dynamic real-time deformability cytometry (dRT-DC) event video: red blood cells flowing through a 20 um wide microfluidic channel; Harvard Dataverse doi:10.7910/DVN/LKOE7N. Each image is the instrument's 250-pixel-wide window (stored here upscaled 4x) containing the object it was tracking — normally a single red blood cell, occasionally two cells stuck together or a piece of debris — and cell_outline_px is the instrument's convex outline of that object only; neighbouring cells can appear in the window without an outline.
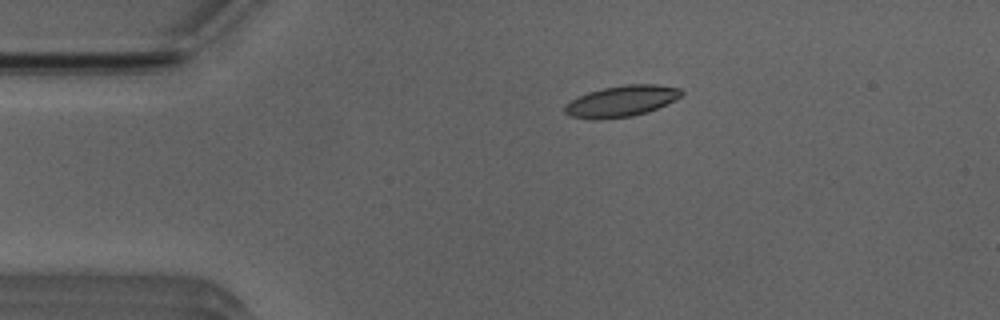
{"species": "Egyptian fruit bat (a non-hibernating species)", "species_latin": "Rousettus aegyptiacus", "temperature_condition": "room temperature", "stored_images_in_passage": 35, "camera_frame_rate_fps": 3000, "um_per_image_px": 0.085, "animal": {"sex": "male"}, "frame": {"image": 1, "passage_image": 1, "time_ms": 0.0, "image_size_px": [1000, 320], "cell_outline_px": [[684, 92], [680, 96], [648, 112], [632, 116], [568, 116], [564, 112], [564, 104], [576, 96], [588, 92], [604, 88], [624, 84], [656, 84], [680, 88]], "centroid_in_image_um": [52.83, 8.53], "position_along_channel_um": 32.2, "area_um2": 20.29}}
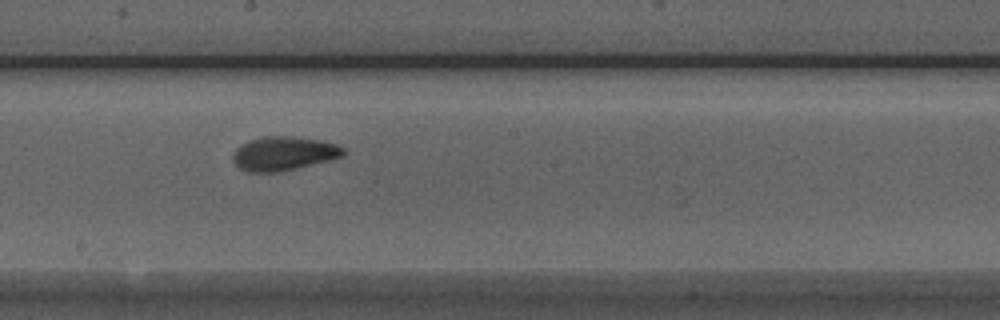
{"frame": {"image": 2, "passage_image": 19, "time_ms": 6.0, "image_size_px": [1000, 320], "cell_outline_px": [[344, 156], [328, 160], [276, 172], [248, 172], [240, 168], [232, 160], [232, 156], [236, 148], [240, 144], [248, 140], [264, 136], [288, 136], [320, 140], [336, 144], [344, 148]], "centroid_in_image_um": [24.07, 13.03], "position_along_channel_um": 224.1, "area_um2": 21.62}}
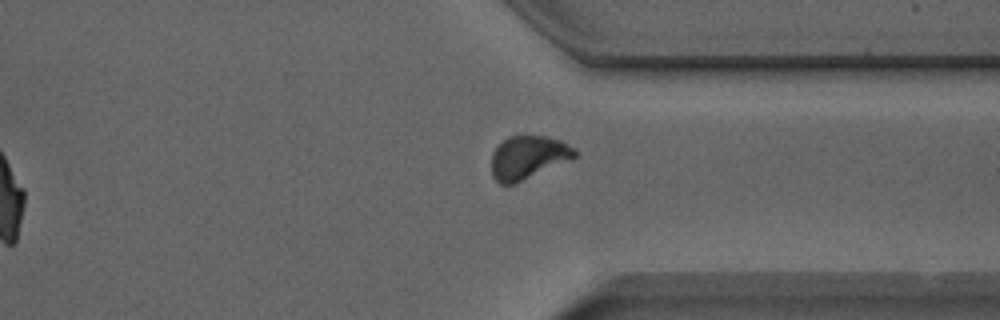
{"frame": {"image": 3, "passage_image": 30, "time_ms": 9.667, "image_size_px": [1000, 320], "cell_outline_px": [[580, 152], [572, 160], [516, 184], [500, 184], [492, 176], [492, 152], [508, 136], [544, 136], [560, 140], [576, 148]], "centroid_in_image_um": [44.94, 13.4], "position_along_channel_um": 366.5, "area_um2": 21.33}, "authors_computed_cell_mechanics": {"area_um2": 21.1548, "velocity_mm_per_s": 3.9149, "shape_relaxation_time_tau1_ms": 3.9119, "shape_relaxation_time_tau2_ms": 1.5804, "deformation_change_tau1": 0.1414, "deformation_change_tau2": 0.0705}}